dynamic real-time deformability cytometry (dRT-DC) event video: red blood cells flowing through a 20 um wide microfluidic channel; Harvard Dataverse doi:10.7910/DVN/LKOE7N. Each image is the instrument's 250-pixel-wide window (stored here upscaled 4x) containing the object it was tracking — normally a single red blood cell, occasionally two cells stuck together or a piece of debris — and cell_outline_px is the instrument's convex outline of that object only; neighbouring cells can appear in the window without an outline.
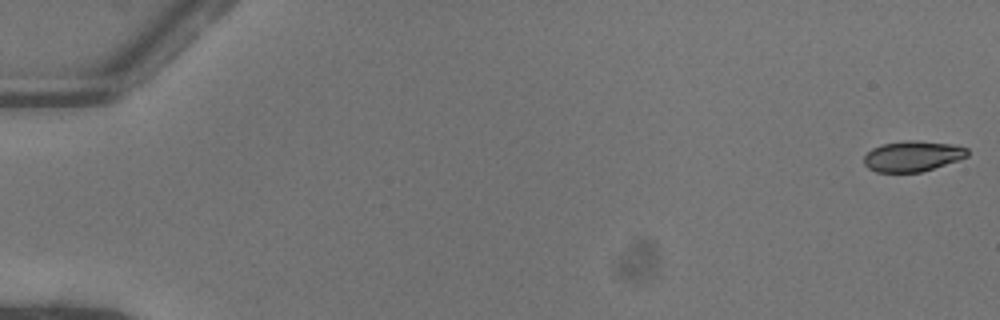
{"species": "common noctule bat (a hibernating species)", "species_latin": "Nyctalus noctula", "temperature_condition": "warm", "stored_images_in_passage": 52, "camera_frame_rate_fps": 3000, "um_per_image_px": 0.085, "animal": {"sex": "female"}, "frame": {"image": 1, "passage_image": 1, "time_ms": 0.0, "image_size_px": [1000, 320], "cell_outline_px": [[968, 156], [920, 172], [876, 172], [868, 168], [864, 164], [864, 156], [872, 148], [884, 144], [908, 140], [916, 140], [948, 144], [968, 148]], "centroid_in_image_um": [77.53, 13.27], "position_along_channel_um": 7.5, "area_um2": 18.09}}
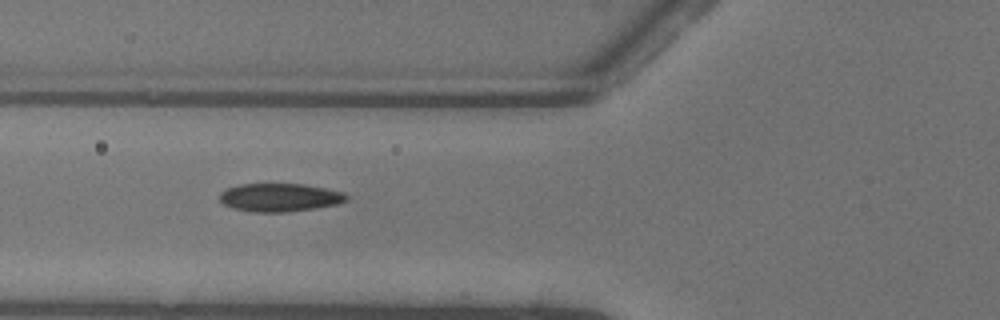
{"frame": {"image": 2, "passage_image": 21, "time_ms": 6.667, "image_size_px": [1000, 320], "cell_outline_px": [[348, 200], [336, 204], [316, 208], [288, 212], [252, 212], [232, 208], [224, 204], [220, 200], [220, 192], [228, 188], [240, 184], [304, 184], [344, 192], [348, 196]], "centroid_in_image_um": [23.78, 16.79], "position_along_channel_um": 102.0, "area_um2": 20.87}}
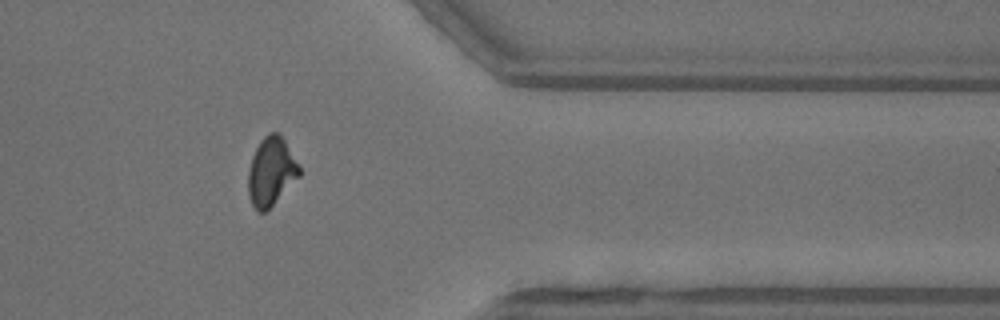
{"frame": {"image": 3, "passage_image": 43, "time_ms": 14.0, "image_size_px": [1000, 320], "cell_outline_px": [[300, 176], [264, 212], [260, 212], [252, 204], [248, 192], [248, 172], [252, 156], [260, 140], [268, 132], [276, 132], [284, 140], [300, 168]], "centroid_in_image_um": [23.03, 14.56], "position_along_channel_um": 388.4, "area_um2": 19.88}, "authors_computed_cell_mechanics": {"area_um2": 20.1144, "velocity_mm_per_s": 4.0836, "shape_relaxation_time_tau1_ms": 7.1846, "shape_relaxation_time_tau2_ms": 2.4781, "deformation_change_tau1": 0.1902, "deformation_change_tau2": 0.0643}}